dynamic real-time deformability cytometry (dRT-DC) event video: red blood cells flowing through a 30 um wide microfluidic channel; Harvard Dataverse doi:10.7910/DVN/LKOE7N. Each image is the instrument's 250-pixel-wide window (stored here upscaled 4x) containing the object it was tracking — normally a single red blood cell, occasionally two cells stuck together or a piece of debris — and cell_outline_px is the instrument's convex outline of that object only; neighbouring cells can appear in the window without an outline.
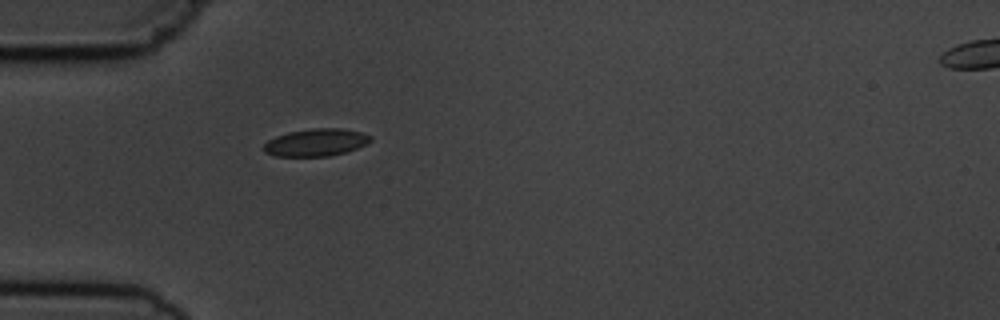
{"species": "common noctule bat (a hibernating species)", "species_latin": "Nyctalus noctula", "temperature_condition": "cold", "stored_images_in_passage": 2, "segment_of_instrument_passage": [1, 2], "camera_frame_rate_fps": 3000, "um_per_image_px": 0.085, "animal": {"sex": "male", "body_mass_g": 19.5, "forearm_length_mm": 54.6}, "frame": {"image": 1, "passage_image": 1, "time_ms": 0.0, "image_size_px": [1000, 320], "cell_outline_px": [[372, 140], [368, 144], [348, 152], [328, 156], [276, 156], [264, 152], [264, 144], [268, 140], [276, 136], [288, 132], [312, 128], [340, 128], [360, 132], [372, 136]], "centroid_in_image_um": [26.89, 12.11], "position_along_channel_um": 58.1, "area_um2": 17.17}}